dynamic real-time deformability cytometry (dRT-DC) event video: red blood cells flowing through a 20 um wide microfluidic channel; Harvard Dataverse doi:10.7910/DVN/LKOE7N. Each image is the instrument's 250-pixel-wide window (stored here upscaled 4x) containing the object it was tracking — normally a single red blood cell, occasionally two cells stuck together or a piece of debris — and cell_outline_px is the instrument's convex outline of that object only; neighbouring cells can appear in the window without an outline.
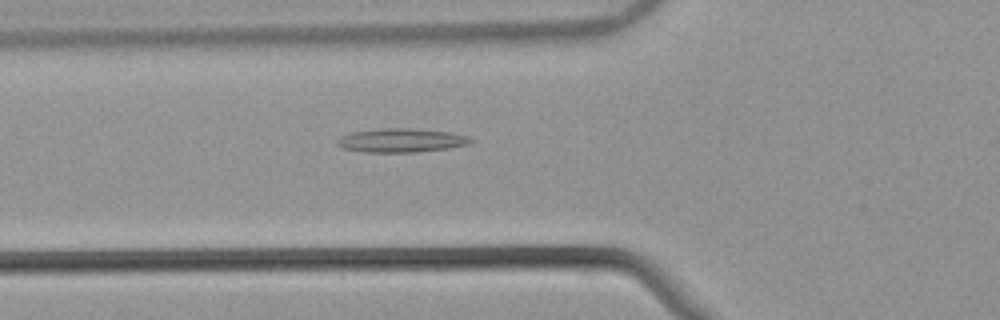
{"species": "common noctule bat (a hibernating species)", "species_latin": "Nyctalus noctula", "temperature_condition": "warm", "stored_images_in_passage": 43, "camera_frame_rate_fps": 3000, "um_per_image_px": 0.085, "animal": {"sex": "male", "body_mass_g": 21.5, "forearm_length_mm": 52.0}, "frame": {"image": 1, "passage_image": 10, "time_ms": 3.0, "image_size_px": [1000, 320], "cell_outline_px": [[476, 140], [472, 144], [448, 148], [416, 152], [364, 152], [344, 148], [336, 144], [336, 140], [340, 136], [352, 132], [380, 128], [412, 128], [448, 132], [468, 136]], "centroid_in_image_um": [34.13, 11.93], "position_along_channel_um": 91.7, "area_um2": 18.67}}
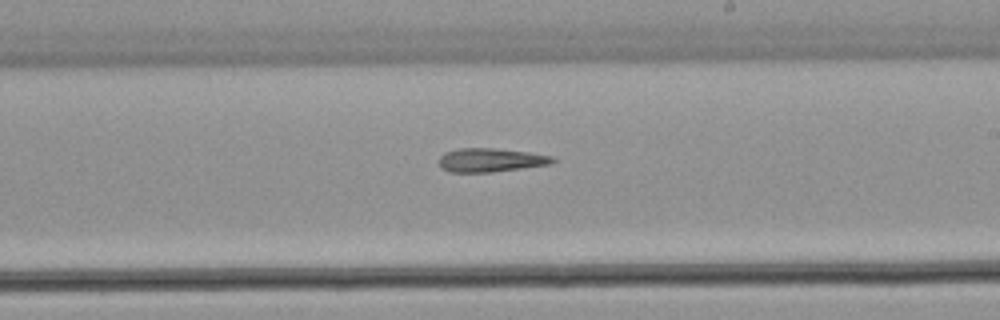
{"frame": {"image": 2, "passage_image": 22, "time_ms": 7.0, "image_size_px": [1000, 320], "cell_outline_px": [[556, 160], [552, 164], [492, 172], [448, 172], [440, 168], [440, 156], [444, 152], [460, 148], [492, 148], [528, 152], [552, 156]], "centroid_in_image_um": [41.69, 13.61], "position_along_channel_um": 247.3, "area_um2": 15.72}}
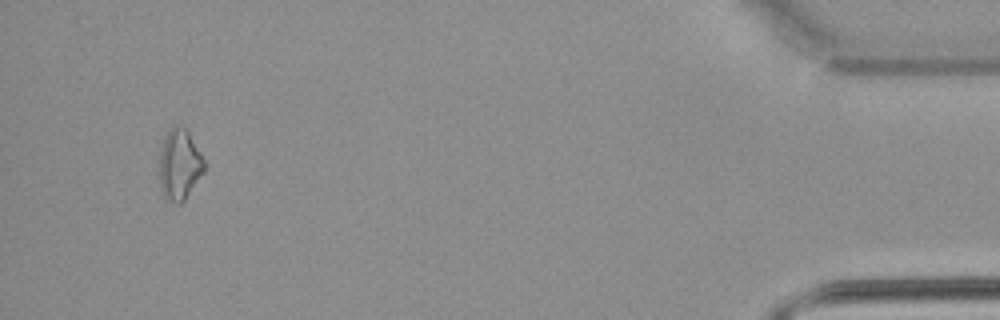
{"frame": {"image": 3, "passage_image": 41, "time_ms": 13.333, "image_size_px": [1000, 320], "cell_outline_px": [[204, 172], [184, 200], [180, 204], [176, 204], [164, 200], [160, 188], [160, 152], [164, 136], [172, 124], [176, 124], [184, 128], [188, 132], [200, 152], [204, 160]], "centroid_in_image_um": [15.23, 14.01], "position_along_channel_um": 420.0, "area_um2": 18.61}}